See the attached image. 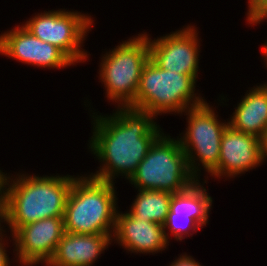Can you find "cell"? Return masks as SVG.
Here are the masks:
<instances>
[{"label": "cell", "mask_w": 267, "mask_h": 266, "mask_svg": "<svg viewBox=\"0 0 267 266\" xmlns=\"http://www.w3.org/2000/svg\"><path fill=\"white\" fill-rule=\"evenodd\" d=\"M5 233H6V229L4 228V230L0 233V266H11L10 264L12 262L10 261L9 255L7 253L8 252L7 251V247H8L7 241H9V240H6V238L8 239V236Z\"/></svg>", "instance_id": "20"}, {"label": "cell", "mask_w": 267, "mask_h": 266, "mask_svg": "<svg viewBox=\"0 0 267 266\" xmlns=\"http://www.w3.org/2000/svg\"><path fill=\"white\" fill-rule=\"evenodd\" d=\"M169 266H203L200 264V262L196 261L191 255H188L187 253L181 254L177 259Z\"/></svg>", "instance_id": "21"}, {"label": "cell", "mask_w": 267, "mask_h": 266, "mask_svg": "<svg viewBox=\"0 0 267 266\" xmlns=\"http://www.w3.org/2000/svg\"><path fill=\"white\" fill-rule=\"evenodd\" d=\"M4 212H0V233L4 230L3 228L7 227L4 226Z\"/></svg>", "instance_id": "26"}, {"label": "cell", "mask_w": 267, "mask_h": 266, "mask_svg": "<svg viewBox=\"0 0 267 266\" xmlns=\"http://www.w3.org/2000/svg\"><path fill=\"white\" fill-rule=\"evenodd\" d=\"M196 82L191 75L161 69L149 58L141 72L133 108L147 111L156 119L162 114L181 115L206 102L195 91Z\"/></svg>", "instance_id": "4"}, {"label": "cell", "mask_w": 267, "mask_h": 266, "mask_svg": "<svg viewBox=\"0 0 267 266\" xmlns=\"http://www.w3.org/2000/svg\"><path fill=\"white\" fill-rule=\"evenodd\" d=\"M265 20H267V11H265L261 16H257V17H254V18L248 20L247 24H252L250 26L253 27V25L260 24L261 22H264Z\"/></svg>", "instance_id": "24"}, {"label": "cell", "mask_w": 267, "mask_h": 266, "mask_svg": "<svg viewBox=\"0 0 267 266\" xmlns=\"http://www.w3.org/2000/svg\"><path fill=\"white\" fill-rule=\"evenodd\" d=\"M0 54L37 68L59 70L76 65L61 49L41 41L23 25L1 32Z\"/></svg>", "instance_id": "11"}, {"label": "cell", "mask_w": 267, "mask_h": 266, "mask_svg": "<svg viewBox=\"0 0 267 266\" xmlns=\"http://www.w3.org/2000/svg\"><path fill=\"white\" fill-rule=\"evenodd\" d=\"M234 109L228 118L229 125L260 138L267 129V82L247 90Z\"/></svg>", "instance_id": "15"}, {"label": "cell", "mask_w": 267, "mask_h": 266, "mask_svg": "<svg viewBox=\"0 0 267 266\" xmlns=\"http://www.w3.org/2000/svg\"><path fill=\"white\" fill-rule=\"evenodd\" d=\"M77 175L64 213V231L76 234L113 236L118 198L114 183L90 175Z\"/></svg>", "instance_id": "3"}, {"label": "cell", "mask_w": 267, "mask_h": 266, "mask_svg": "<svg viewBox=\"0 0 267 266\" xmlns=\"http://www.w3.org/2000/svg\"><path fill=\"white\" fill-rule=\"evenodd\" d=\"M112 115L90 114L93 130L88 149L100 162L96 172L89 174L98 180L115 182L123 176L129 180L138 164L163 133L152 114L133 107H117ZM155 119V120H154Z\"/></svg>", "instance_id": "1"}, {"label": "cell", "mask_w": 267, "mask_h": 266, "mask_svg": "<svg viewBox=\"0 0 267 266\" xmlns=\"http://www.w3.org/2000/svg\"><path fill=\"white\" fill-rule=\"evenodd\" d=\"M148 36L139 33L101 55L99 80L108 101L117 107H133L143 66L150 58Z\"/></svg>", "instance_id": "5"}, {"label": "cell", "mask_w": 267, "mask_h": 266, "mask_svg": "<svg viewBox=\"0 0 267 266\" xmlns=\"http://www.w3.org/2000/svg\"><path fill=\"white\" fill-rule=\"evenodd\" d=\"M163 227L166 238L170 240L169 237L171 236L169 235L172 234L174 235V239L177 241H182L183 239L189 237V235L191 236L195 234V231L197 232L200 228L202 229V227L193 218L174 216L173 212L168 213L167 220Z\"/></svg>", "instance_id": "18"}, {"label": "cell", "mask_w": 267, "mask_h": 266, "mask_svg": "<svg viewBox=\"0 0 267 266\" xmlns=\"http://www.w3.org/2000/svg\"><path fill=\"white\" fill-rule=\"evenodd\" d=\"M8 174V175H7ZM12 177V178H11ZM75 175L6 173L4 180V225L12 236L21 226L51 217H64Z\"/></svg>", "instance_id": "2"}, {"label": "cell", "mask_w": 267, "mask_h": 266, "mask_svg": "<svg viewBox=\"0 0 267 266\" xmlns=\"http://www.w3.org/2000/svg\"><path fill=\"white\" fill-rule=\"evenodd\" d=\"M262 164L260 138L228 125L221 139L218 168L209 177L232 179Z\"/></svg>", "instance_id": "12"}, {"label": "cell", "mask_w": 267, "mask_h": 266, "mask_svg": "<svg viewBox=\"0 0 267 266\" xmlns=\"http://www.w3.org/2000/svg\"><path fill=\"white\" fill-rule=\"evenodd\" d=\"M202 183L197 180L185 191L172 194L169 212H173L174 216L193 218L203 228L209 222L213 199L203 187L208 183L207 179Z\"/></svg>", "instance_id": "16"}, {"label": "cell", "mask_w": 267, "mask_h": 266, "mask_svg": "<svg viewBox=\"0 0 267 266\" xmlns=\"http://www.w3.org/2000/svg\"><path fill=\"white\" fill-rule=\"evenodd\" d=\"M261 48H262V50H260V51H262L261 53L263 54L262 57L264 58V60H263L265 62L264 65L267 68V39Z\"/></svg>", "instance_id": "25"}, {"label": "cell", "mask_w": 267, "mask_h": 266, "mask_svg": "<svg viewBox=\"0 0 267 266\" xmlns=\"http://www.w3.org/2000/svg\"><path fill=\"white\" fill-rule=\"evenodd\" d=\"M112 241L126 252L153 255L168 249L170 241L166 238L163 225L139 220L129 211L116 213Z\"/></svg>", "instance_id": "13"}, {"label": "cell", "mask_w": 267, "mask_h": 266, "mask_svg": "<svg viewBox=\"0 0 267 266\" xmlns=\"http://www.w3.org/2000/svg\"><path fill=\"white\" fill-rule=\"evenodd\" d=\"M248 10L246 13V18L248 20L261 16L265 11H267V0H248Z\"/></svg>", "instance_id": "19"}, {"label": "cell", "mask_w": 267, "mask_h": 266, "mask_svg": "<svg viewBox=\"0 0 267 266\" xmlns=\"http://www.w3.org/2000/svg\"><path fill=\"white\" fill-rule=\"evenodd\" d=\"M212 107L206 101L181 114L187 116V124L186 130L178 139L188 160L190 171L198 180H201V169L205 170L207 175H211L218 168L221 139L229 125L228 119L227 122L219 120V115L216 114L218 112Z\"/></svg>", "instance_id": "7"}, {"label": "cell", "mask_w": 267, "mask_h": 266, "mask_svg": "<svg viewBox=\"0 0 267 266\" xmlns=\"http://www.w3.org/2000/svg\"><path fill=\"white\" fill-rule=\"evenodd\" d=\"M260 144H261V154L263 163L267 160V129L260 137Z\"/></svg>", "instance_id": "22"}, {"label": "cell", "mask_w": 267, "mask_h": 266, "mask_svg": "<svg viewBox=\"0 0 267 266\" xmlns=\"http://www.w3.org/2000/svg\"><path fill=\"white\" fill-rule=\"evenodd\" d=\"M5 172L0 170V212L3 211V197H4V180H5Z\"/></svg>", "instance_id": "23"}, {"label": "cell", "mask_w": 267, "mask_h": 266, "mask_svg": "<svg viewBox=\"0 0 267 266\" xmlns=\"http://www.w3.org/2000/svg\"><path fill=\"white\" fill-rule=\"evenodd\" d=\"M198 179L191 173L180 141L164 132L155 140L128 180L136 190H160L172 194L191 187Z\"/></svg>", "instance_id": "6"}, {"label": "cell", "mask_w": 267, "mask_h": 266, "mask_svg": "<svg viewBox=\"0 0 267 266\" xmlns=\"http://www.w3.org/2000/svg\"><path fill=\"white\" fill-rule=\"evenodd\" d=\"M67 9L37 13L22 25L35 37L61 49L75 64L89 60L84 40L92 31L93 17Z\"/></svg>", "instance_id": "8"}, {"label": "cell", "mask_w": 267, "mask_h": 266, "mask_svg": "<svg viewBox=\"0 0 267 266\" xmlns=\"http://www.w3.org/2000/svg\"><path fill=\"white\" fill-rule=\"evenodd\" d=\"M129 212L137 219L164 225L172 193L160 190H137Z\"/></svg>", "instance_id": "17"}, {"label": "cell", "mask_w": 267, "mask_h": 266, "mask_svg": "<svg viewBox=\"0 0 267 266\" xmlns=\"http://www.w3.org/2000/svg\"><path fill=\"white\" fill-rule=\"evenodd\" d=\"M184 27L157 39L148 37L150 59L161 69L177 71L197 79L201 39L197 27L190 24Z\"/></svg>", "instance_id": "9"}, {"label": "cell", "mask_w": 267, "mask_h": 266, "mask_svg": "<svg viewBox=\"0 0 267 266\" xmlns=\"http://www.w3.org/2000/svg\"><path fill=\"white\" fill-rule=\"evenodd\" d=\"M64 233V217L46 218L21 226L9 236L13 241L15 262L21 266L46 265Z\"/></svg>", "instance_id": "10"}, {"label": "cell", "mask_w": 267, "mask_h": 266, "mask_svg": "<svg viewBox=\"0 0 267 266\" xmlns=\"http://www.w3.org/2000/svg\"><path fill=\"white\" fill-rule=\"evenodd\" d=\"M112 243L108 234L65 232L45 266H92Z\"/></svg>", "instance_id": "14"}]
</instances>
